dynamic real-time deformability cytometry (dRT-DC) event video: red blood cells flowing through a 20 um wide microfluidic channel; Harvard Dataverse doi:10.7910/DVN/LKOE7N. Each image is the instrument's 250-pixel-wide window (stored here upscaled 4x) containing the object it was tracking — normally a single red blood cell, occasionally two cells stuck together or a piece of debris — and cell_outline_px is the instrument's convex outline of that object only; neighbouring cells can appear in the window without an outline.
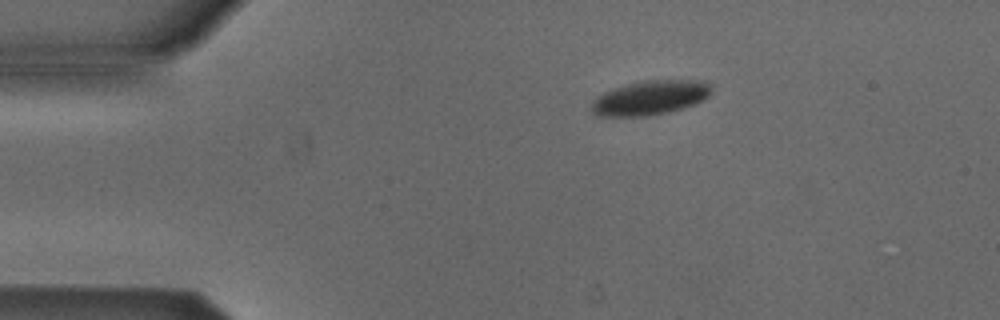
{"species": "Egyptian fruit bat (a non-hibernating species)", "species_latin": "Rousettus aegyptiacus", "temperature_condition": "cold", "stored_images_in_passage": 4, "camera_frame_rate_fps": 3000, "um_per_image_px": 0.085, "animal": {"sex": "male"}, "frame": {"image": 1, "passage_image": 1, "time_ms": 0.0, "image_size_px": [1000, 320], "cell_outline_px": [[712, 92], [704, 100], [696, 104], [668, 112], [648, 116], [596, 116], [588, 108], [592, 100], [596, 96], [604, 92], [624, 84], [644, 80], [704, 80], [712, 88]], "centroid_in_image_um": [55.23, 8.31], "position_along_channel_um": 29.8, "area_um2": 24.45}}
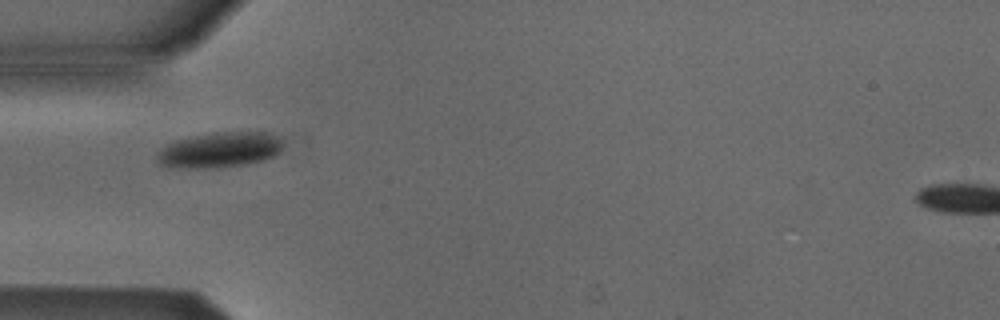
{"frame": {"image": 2, "passage_image": 3, "time_ms": 0.667, "image_size_px": [1000, 320], "cell_outline_px": [[284, 136], [280, 152], [272, 156], [260, 160], [244, 164], [216, 168], [172, 168], [160, 164], [156, 160], [156, 152], [160, 148], [176, 140], [212, 132], [268, 132]], "centroid_in_image_um": [18.66, 12.73], "position_along_channel_um": 66.3, "area_um2": 26.3}}
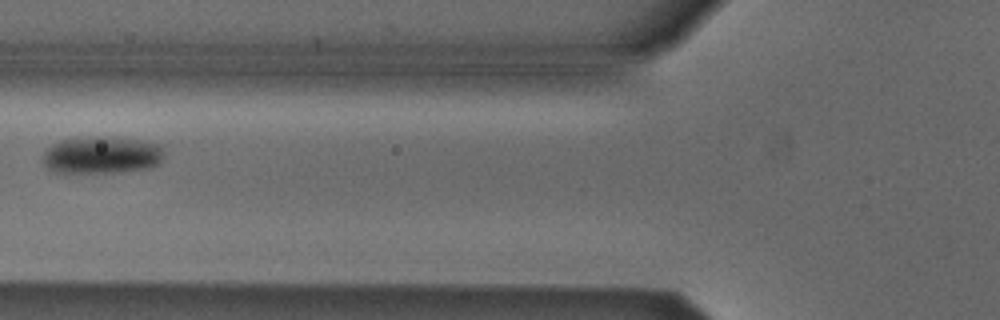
{"frame": {"image": 3, "passage_image": 4, "time_ms": 1.0, "image_size_px": [1000, 320], "cell_outline_px": [[164, 156], [160, 164], [148, 168], [112, 172], [56, 172], [48, 168], [44, 164], [44, 152], [52, 144], [60, 140], [88, 136], [116, 136], [144, 140], [164, 144]], "centroid_in_image_um": [8.73, 13.14], "position_along_channel_um": 117.1, "area_um2": 26.82}}